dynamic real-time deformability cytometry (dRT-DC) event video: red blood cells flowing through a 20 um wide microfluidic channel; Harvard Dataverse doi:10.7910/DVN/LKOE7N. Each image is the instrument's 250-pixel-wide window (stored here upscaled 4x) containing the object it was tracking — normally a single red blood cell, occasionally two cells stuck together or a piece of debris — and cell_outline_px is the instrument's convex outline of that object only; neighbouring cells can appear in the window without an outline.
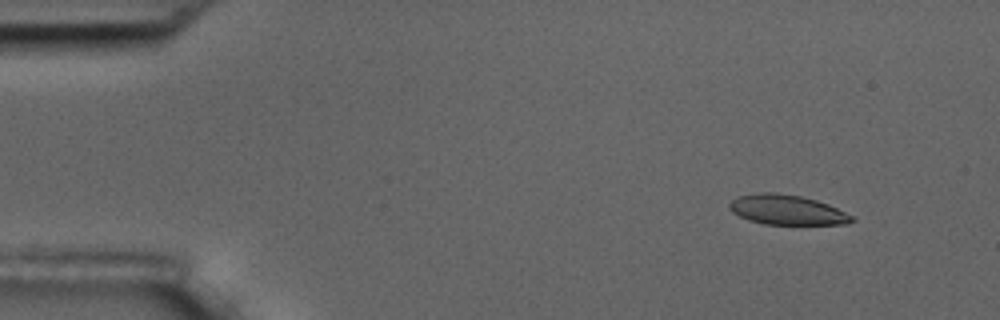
{"species": "common noctule bat (a hibernating species)", "species_latin": "Nyctalus noctula", "temperature_condition": "room temperature", "stored_images_in_passage": 5, "camera_frame_rate_fps": 3000, "um_per_image_px": 0.085, "animal": {"sex": "male", "body_mass_g": 17.5, "forearm_length_mm": 52.3}, "frame": {"image": 1, "passage_image": 2, "time_ms": 1.0, "image_size_px": [1000, 320], "cell_outline_px": [[856, 220], [848, 224], [764, 224], [748, 220], [732, 212], [728, 208], [728, 204], [736, 196], [760, 192], [772, 192], [800, 196], [816, 200], [828, 204], [852, 216]], "centroid_in_image_um": [66.85, 17.83], "position_along_channel_um": 18.1, "area_um2": 21.27}}
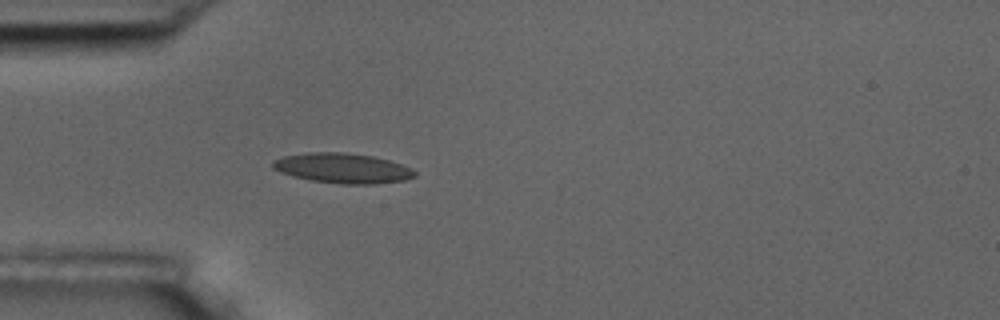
{"frame": {"image": 2, "passage_image": 5, "time_ms": 4.667, "image_size_px": [1000, 320], "cell_outline_px": [[416, 176], [404, 180], [372, 184], [340, 184], [312, 180], [296, 176], [272, 168], [272, 160], [284, 156], [308, 152], [344, 152], [372, 156], [388, 160], [412, 168], [416, 172]], "centroid_in_image_um": [29.14, 14.29], "position_along_channel_um": 55.9, "area_um2": 24.57}}